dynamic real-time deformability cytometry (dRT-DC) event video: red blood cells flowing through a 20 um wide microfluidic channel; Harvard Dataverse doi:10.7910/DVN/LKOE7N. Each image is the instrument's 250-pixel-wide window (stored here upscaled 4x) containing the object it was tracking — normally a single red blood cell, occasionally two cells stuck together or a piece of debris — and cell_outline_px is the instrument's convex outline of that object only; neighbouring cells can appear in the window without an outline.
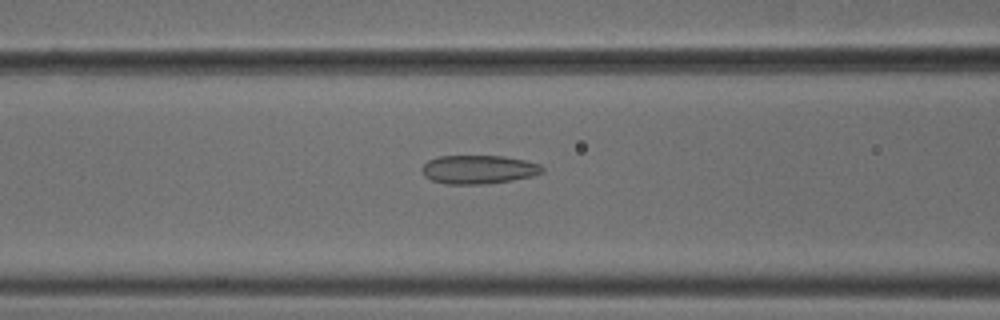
{"species": "common noctule bat (a hibernating species)", "species_latin": "Nyctalus noctula", "temperature_condition": "cold", "stored_images_in_passage": 37, "camera_frame_rate_fps": 3000, "um_per_image_px": 0.085, "animal": {"sex": "male", "body_mass_g": 18.8}, "frame": {"image": 1, "passage_image": 6, "time_ms": 1.667, "image_size_px": [1000, 320], "cell_outline_px": [[544, 172], [532, 176], [512, 180], [484, 184], [444, 184], [432, 180], [424, 176], [420, 168], [428, 160], [440, 156], [504, 156], [524, 160], [540, 164], [544, 168]], "centroid_in_image_um": [40.67, 14.41], "position_along_channel_um": 125.9, "area_um2": 20.17}}
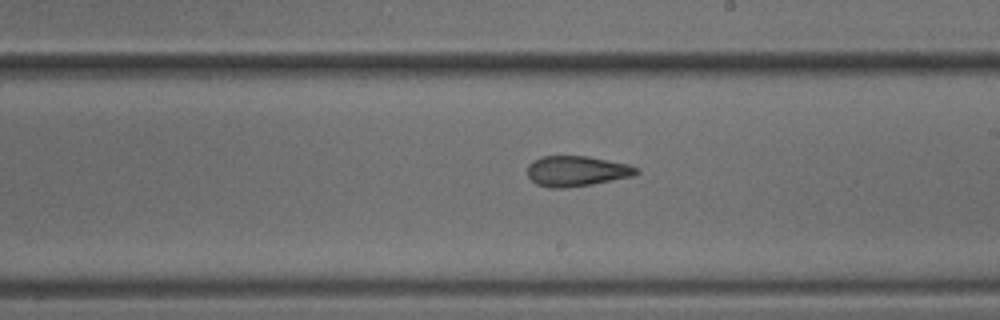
{"frame": {"image": 2, "passage_image": 15, "time_ms": 4.667, "image_size_px": [1000, 320], "cell_outline_px": [[640, 172], [632, 176], [592, 184], [564, 188], [548, 188], [536, 184], [528, 176], [528, 164], [532, 160], [540, 156], [588, 156], [628, 164], [636, 168]], "centroid_in_image_um": [48.97, 14.54], "position_along_channel_um": 240.0, "area_um2": 19.31}}
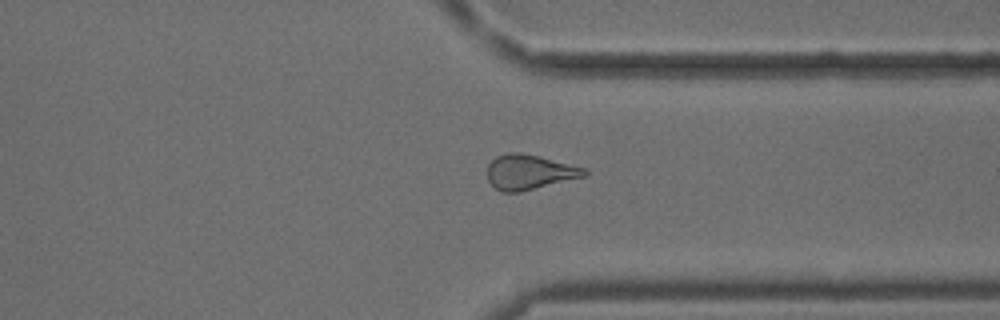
{"frame": {"image": 3, "passage_image": 25, "time_ms": 8.0, "image_size_px": [1000, 320], "cell_outline_px": [[588, 176], [520, 192], [500, 192], [488, 180], [488, 164], [496, 156], [508, 152], [520, 152], [540, 156], [584, 168], [588, 172]], "centroid_in_image_um": [45.0, 14.63], "position_along_channel_um": 366.4, "area_um2": 19.83}, "authors_computed_cell_mechanics": {"area_um2": 19.4208, "velocity_mm_per_s": 3.7963, "shape_relaxation_time_tau1_ms": 10.4453, "shape_relaxation_time_tau2_ms": 2.2907, "deformation_change_tau1": 0.1792, "deformation_change_tau2": 0.0979}}